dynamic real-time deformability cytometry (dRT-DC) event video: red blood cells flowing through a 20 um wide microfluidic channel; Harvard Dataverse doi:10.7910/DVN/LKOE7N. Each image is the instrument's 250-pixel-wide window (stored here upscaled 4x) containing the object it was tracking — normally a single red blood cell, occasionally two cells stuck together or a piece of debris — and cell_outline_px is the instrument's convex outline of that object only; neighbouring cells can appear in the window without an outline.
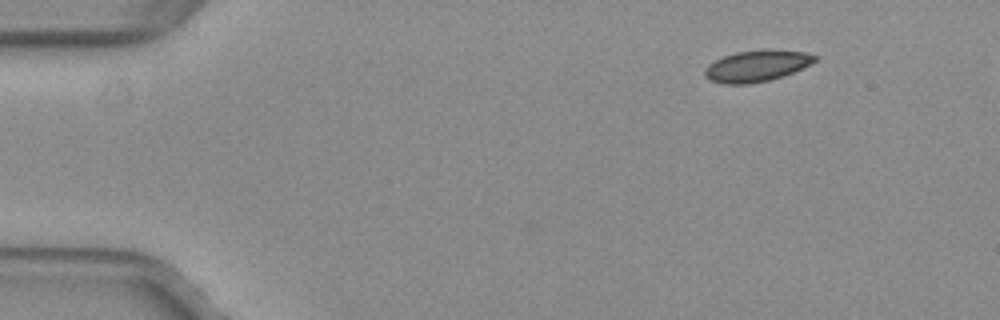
{"species": "common noctule bat (a hibernating species)", "species_latin": "Nyctalus noctula", "temperature_condition": "warm", "stored_images_in_passage": 37, "camera_frame_rate_fps": 3000, "um_per_image_px": 0.085, "animal": {"sex": "female", "body_mass_g": 29.2, "forearm_length_mm": 56.3}, "frame": {"image": 1, "passage_image": 1, "time_ms": 0.0, "image_size_px": [1000, 320], "cell_outline_px": [[816, 60], [812, 64], [784, 76], [752, 84], [724, 84], [712, 80], [704, 76], [704, 68], [708, 64], [724, 56], [736, 52], [764, 48], [772, 48], [808, 52], [816, 56]], "centroid_in_image_um": [64.36, 5.58], "position_along_channel_um": 20.6, "area_um2": 20.52}}
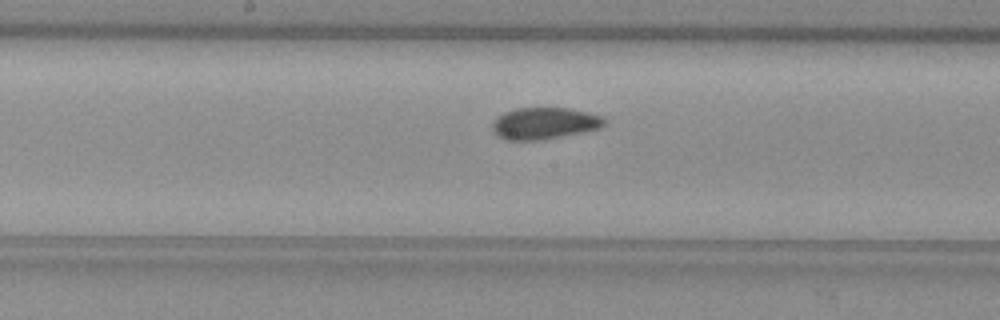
{"frame": {"image": 2, "passage_image": 22, "time_ms": 7.0, "image_size_px": [1000, 320], "cell_outline_px": [[604, 124], [600, 128], [584, 132], [540, 140], [504, 140], [496, 136], [492, 128], [492, 124], [504, 112], [516, 108], [568, 108], [588, 112], [600, 116], [604, 120]], "centroid_in_image_um": [46.25, 10.49], "position_along_channel_um": 202.0, "area_um2": 20.58}}
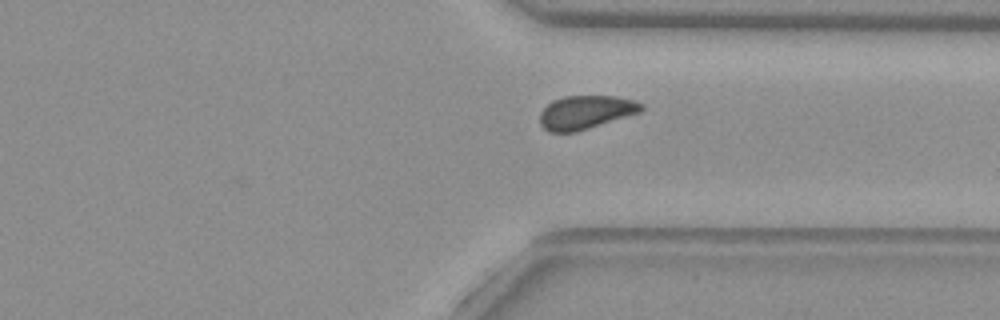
{"frame": {"image": 3, "passage_image": 34, "time_ms": 11.0, "image_size_px": [1000, 320], "cell_outline_px": [[644, 108], [640, 112], [576, 132], [548, 132], [540, 124], [540, 112], [552, 100], [564, 96], [616, 96], [636, 100], [644, 104]], "centroid_in_image_um": [49.79, 9.53], "position_along_channel_um": 361.6, "area_um2": 19.88}, "authors_computed_cell_mechanics": {"area_um2": 20.519, "velocity_mm_per_s": 3.9908, "shape_relaxation_time_tau1_ms": 5.2878, "shape_relaxation_time_tau2_ms": 0.7457, "deformation_change_tau1": 0.0992, "deformation_change_tau2": 0.0457}}